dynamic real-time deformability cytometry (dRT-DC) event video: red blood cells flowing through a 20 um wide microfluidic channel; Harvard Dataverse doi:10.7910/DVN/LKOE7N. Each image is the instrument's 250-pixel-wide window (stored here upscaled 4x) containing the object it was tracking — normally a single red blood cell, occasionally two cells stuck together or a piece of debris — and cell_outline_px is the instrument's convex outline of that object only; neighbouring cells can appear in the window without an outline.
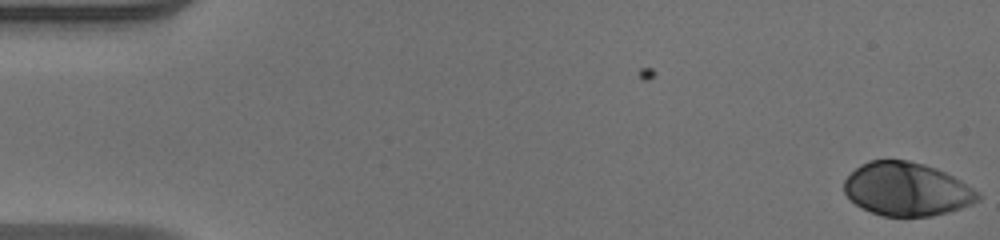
{"species": "human", "species_latin": "Homo sapiens", "temperature_condition": "warm", "stored_images_in_passage": 50, "camera_frame_rate_fps": 3000, "um_per_image_px": 0.085, "donor": {"sex": "male"}, "frame": {"image": 1, "passage_image": 1, "time_ms": 0.0, "image_size_px": [1000, 240], "cell_outline_px": [[980, 200], [972, 204], [948, 212], [932, 216], [880, 216], [860, 208], [844, 192], [844, 180], [860, 164], [868, 160], [908, 160], [924, 164], [936, 168], [960, 180], [980, 192]], "centroid_in_image_um": [77.07, 16.08], "position_along_channel_um": 7.9, "area_um2": 41.73}}
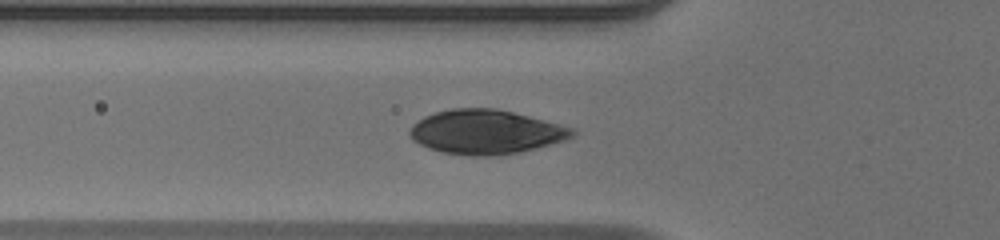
{"frame": {"image": 2, "passage_image": 18, "time_ms": 5.667, "image_size_px": [1000, 240], "cell_outline_px": [[576, 136], [564, 140], [536, 148], [520, 152], [500, 156], [472, 156], [440, 152], [428, 148], [412, 140], [408, 132], [412, 124], [424, 116], [436, 112], [452, 108], [496, 108], [560, 124], [572, 128], [576, 132]], "centroid_in_image_um": [41.27, 11.22], "position_along_channel_um": 84.5, "area_um2": 42.08}}
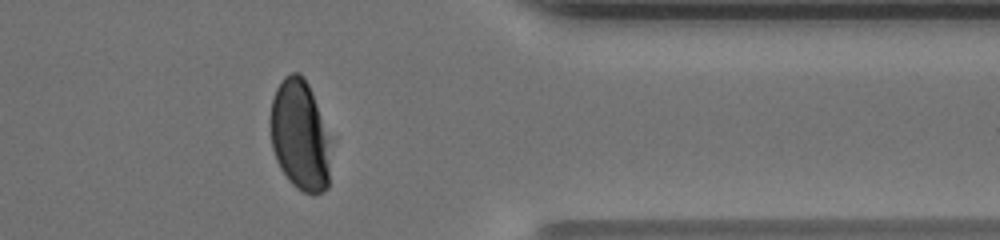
{"frame": {"image": 3, "passage_image": 41, "time_ms": 13.333, "image_size_px": [1000, 240], "cell_outline_px": [[328, 188], [324, 192], [304, 192], [296, 188], [288, 180], [280, 168], [276, 160], [272, 148], [272, 100], [276, 88], [284, 76], [292, 72], [300, 72], [304, 76], [312, 92], [328, 140]], "centroid_in_image_um": [25.46, 11.49], "position_along_channel_um": 385.9, "area_um2": 37.8}, "authors_computed_cell_mechanics": {"area_um2": 42.0206, "velocity_mm_per_s": 4.1062, "shape_relaxation_time_tau1_ms": 2.7933, "shape_relaxation_time_tau2_ms": null, "deformation_change_tau1": 0.1599, "deformation_change_tau2": null}}